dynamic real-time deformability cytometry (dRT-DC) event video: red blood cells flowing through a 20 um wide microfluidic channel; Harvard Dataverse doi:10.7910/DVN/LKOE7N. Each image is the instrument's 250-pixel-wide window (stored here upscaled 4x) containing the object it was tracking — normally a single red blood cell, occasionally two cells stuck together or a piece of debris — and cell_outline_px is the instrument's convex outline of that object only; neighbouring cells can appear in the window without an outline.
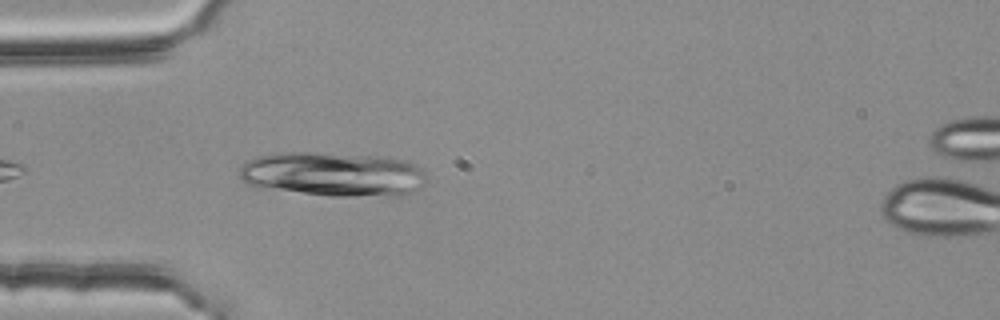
{"species": "common noctule bat (a hibernating species)", "species_latin": "Nyctalus noctula", "temperature_condition": "room temperature", "stored_images_in_passage": 14, "camera_frame_rate_fps": 3000, "um_per_image_px": 0.085, "animal": {"sex": "female", "body_mass_g": 25.1}, "frame": {"image": 1, "passage_image": 3, "time_ms": 0.667, "image_size_px": [1000, 320], "cell_outline_px": [[428, 180], [420, 188], [404, 196], [328, 196], [260, 188], [248, 184], [240, 176], [240, 168], [248, 160], [256, 156], [280, 152], [308, 152], [372, 156], [404, 160], [416, 164], [424, 168], [428, 176]], "centroid_in_image_um": [28.37, 14.82], "position_along_channel_um": 56.6, "area_um2": 48.9}}
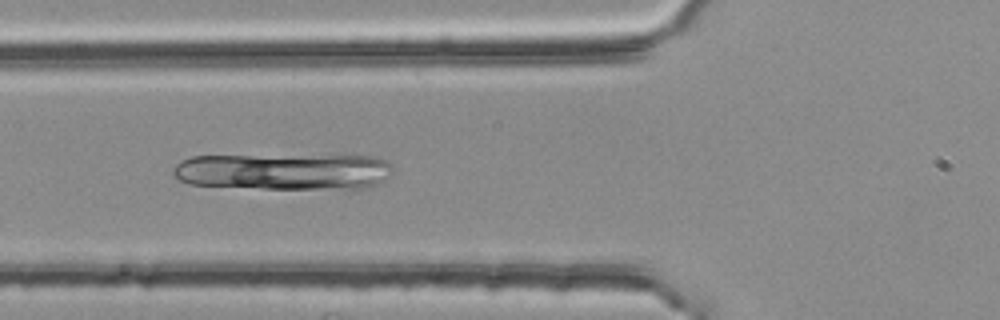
{"frame": {"image": 2, "passage_image": 7, "time_ms": 2.0, "image_size_px": [1000, 320], "cell_outline_px": [[392, 172], [384, 180], [376, 184], [364, 188], [264, 188], [188, 184], [172, 176], [172, 168], [180, 160], [192, 156], [376, 156], [388, 160], [392, 164]], "centroid_in_image_um": [24.11, 14.57], "position_along_channel_um": 101.7, "area_um2": 46.64}}